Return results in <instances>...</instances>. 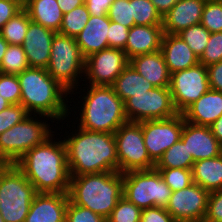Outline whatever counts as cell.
<instances>
[{"mask_svg": "<svg viewBox=\"0 0 222 222\" xmlns=\"http://www.w3.org/2000/svg\"><path fill=\"white\" fill-rule=\"evenodd\" d=\"M29 113L21 104H10L0 112V134L21 122Z\"/></svg>", "mask_w": 222, "mask_h": 222, "instance_id": "cell-40", "label": "cell"}, {"mask_svg": "<svg viewBox=\"0 0 222 222\" xmlns=\"http://www.w3.org/2000/svg\"><path fill=\"white\" fill-rule=\"evenodd\" d=\"M111 87L123 102L136 94L146 93V91L155 88L154 85L149 83L130 64L114 80Z\"/></svg>", "mask_w": 222, "mask_h": 222, "instance_id": "cell-27", "label": "cell"}, {"mask_svg": "<svg viewBox=\"0 0 222 222\" xmlns=\"http://www.w3.org/2000/svg\"><path fill=\"white\" fill-rule=\"evenodd\" d=\"M198 222H211V221H207L206 219H202V220H200Z\"/></svg>", "mask_w": 222, "mask_h": 222, "instance_id": "cell-54", "label": "cell"}, {"mask_svg": "<svg viewBox=\"0 0 222 222\" xmlns=\"http://www.w3.org/2000/svg\"><path fill=\"white\" fill-rule=\"evenodd\" d=\"M110 19L108 15L96 17L90 15L85 28L75 37L82 55H89L109 48L107 36H109Z\"/></svg>", "mask_w": 222, "mask_h": 222, "instance_id": "cell-23", "label": "cell"}, {"mask_svg": "<svg viewBox=\"0 0 222 222\" xmlns=\"http://www.w3.org/2000/svg\"><path fill=\"white\" fill-rule=\"evenodd\" d=\"M209 87L222 92V61L207 66Z\"/></svg>", "mask_w": 222, "mask_h": 222, "instance_id": "cell-46", "label": "cell"}, {"mask_svg": "<svg viewBox=\"0 0 222 222\" xmlns=\"http://www.w3.org/2000/svg\"><path fill=\"white\" fill-rule=\"evenodd\" d=\"M164 32L162 25H134L129 29L124 52L128 59L161 50Z\"/></svg>", "mask_w": 222, "mask_h": 222, "instance_id": "cell-20", "label": "cell"}, {"mask_svg": "<svg viewBox=\"0 0 222 222\" xmlns=\"http://www.w3.org/2000/svg\"><path fill=\"white\" fill-rule=\"evenodd\" d=\"M90 18L85 4L74 8L64 14L59 34L75 38L86 26Z\"/></svg>", "mask_w": 222, "mask_h": 222, "instance_id": "cell-30", "label": "cell"}, {"mask_svg": "<svg viewBox=\"0 0 222 222\" xmlns=\"http://www.w3.org/2000/svg\"><path fill=\"white\" fill-rule=\"evenodd\" d=\"M68 193H37L25 222H65Z\"/></svg>", "mask_w": 222, "mask_h": 222, "instance_id": "cell-18", "label": "cell"}, {"mask_svg": "<svg viewBox=\"0 0 222 222\" xmlns=\"http://www.w3.org/2000/svg\"><path fill=\"white\" fill-rule=\"evenodd\" d=\"M135 25H162V16L150 0H131Z\"/></svg>", "mask_w": 222, "mask_h": 222, "instance_id": "cell-32", "label": "cell"}, {"mask_svg": "<svg viewBox=\"0 0 222 222\" xmlns=\"http://www.w3.org/2000/svg\"><path fill=\"white\" fill-rule=\"evenodd\" d=\"M128 121L167 119L178 114L169 87H155L124 102Z\"/></svg>", "mask_w": 222, "mask_h": 222, "instance_id": "cell-11", "label": "cell"}, {"mask_svg": "<svg viewBox=\"0 0 222 222\" xmlns=\"http://www.w3.org/2000/svg\"><path fill=\"white\" fill-rule=\"evenodd\" d=\"M86 83V93H82V106L75 118L81 129L113 133L128 120L124 112V102L111 86H95ZM87 86V87H86ZM89 86V87H88ZM80 117V118H79ZM79 118V119H78Z\"/></svg>", "mask_w": 222, "mask_h": 222, "instance_id": "cell-5", "label": "cell"}, {"mask_svg": "<svg viewBox=\"0 0 222 222\" xmlns=\"http://www.w3.org/2000/svg\"><path fill=\"white\" fill-rule=\"evenodd\" d=\"M17 76L21 87L20 104L29 114L45 115L62 122L70 118L72 110L68 109V102L71 103L73 96L68 101L69 92L48 74L47 69L28 68Z\"/></svg>", "mask_w": 222, "mask_h": 222, "instance_id": "cell-3", "label": "cell"}, {"mask_svg": "<svg viewBox=\"0 0 222 222\" xmlns=\"http://www.w3.org/2000/svg\"><path fill=\"white\" fill-rule=\"evenodd\" d=\"M206 0H178L162 17L165 34H179L182 30L201 23Z\"/></svg>", "mask_w": 222, "mask_h": 222, "instance_id": "cell-19", "label": "cell"}, {"mask_svg": "<svg viewBox=\"0 0 222 222\" xmlns=\"http://www.w3.org/2000/svg\"><path fill=\"white\" fill-rule=\"evenodd\" d=\"M123 196L120 172H101L70 176L68 197L78 206L107 219Z\"/></svg>", "mask_w": 222, "mask_h": 222, "instance_id": "cell-4", "label": "cell"}, {"mask_svg": "<svg viewBox=\"0 0 222 222\" xmlns=\"http://www.w3.org/2000/svg\"><path fill=\"white\" fill-rule=\"evenodd\" d=\"M55 135L54 133L44 143L28 150L14 163L37 193H68L69 191L70 174L66 147L63 140L54 138Z\"/></svg>", "mask_w": 222, "mask_h": 222, "instance_id": "cell-1", "label": "cell"}, {"mask_svg": "<svg viewBox=\"0 0 222 222\" xmlns=\"http://www.w3.org/2000/svg\"><path fill=\"white\" fill-rule=\"evenodd\" d=\"M156 170L159 171L162 179L173 192L182 190L193 183L192 169L170 168Z\"/></svg>", "mask_w": 222, "mask_h": 222, "instance_id": "cell-36", "label": "cell"}, {"mask_svg": "<svg viewBox=\"0 0 222 222\" xmlns=\"http://www.w3.org/2000/svg\"><path fill=\"white\" fill-rule=\"evenodd\" d=\"M85 59L75 38L57 32L51 44L48 74L69 94L75 95L74 91L80 89V78L84 81L82 77L85 75Z\"/></svg>", "mask_w": 222, "mask_h": 222, "instance_id": "cell-8", "label": "cell"}, {"mask_svg": "<svg viewBox=\"0 0 222 222\" xmlns=\"http://www.w3.org/2000/svg\"><path fill=\"white\" fill-rule=\"evenodd\" d=\"M169 89L176 110L182 113L210 89L207 67L198 63L171 74Z\"/></svg>", "mask_w": 222, "mask_h": 222, "instance_id": "cell-12", "label": "cell"}, {"mask_svg": "<svg viewBox=\"0 0 222 222\" xmlns=\"http://www.w3.org/2000/svg\"><path fill=\"white\" fill-rule=\"evenodd\" d=\"M28 68L30 66L23 46L9 44L0 64V72L17 75Z\"/></svg>", "mask_w": 222, "mask_h": 222, "instance_id": "cell-31", "label": "cell"}, {"mask_svg": "<svg viewBox=\"0 0 222 222\" xmlns=\"http://www.w3.org/2000/svg\"><path fill=\"white\" fill-rule=\"evenodd\" d=\"M129 28L110 20L108 45L109 48L124 51L128 40Z\"/></svg>", "mask_w": 222, "mask_h": 222, "instance_id": "cell-42", "label": "cell"}, {"mask_svg": "<svg viewBox=\"0 0 222 222\" xmlns=\"http://www.w3.org/2000/svg\"><path fill=\"white\" fill-rule=\"evenodd\" d=\"M129 64L155 87H169L171 74L161 50L135 56Z\"/></svg>", "mask_w": 222, "mask_h": 222, "instance_id": "cell-24", "label": "cell"}, {"mask_svg": "<svg viewBox=\"0 0 222 222\" xmlns=\"http://www.w3.org/2000/svg\"><path fill=\"white\" fill-rule=\"evenodd\" d=\"M210 192L196 183L172 192L166 210L176 222H198L205 218Z\"/></svg>", "mask_w": 222, "mask_h": 222, "instance_id": "cell-15", "label": "cell"}, {"mask_svg": "<svg viewBox=\"0 0 222 222\" xmlns=\"http://www.w3.org/2000/svg\"><path fill=\"white\" fill-rule=\"evenodd\" d=\"M8 45L9 44L0 35V64L2 62L3 56H4L5 52H6V49H7Z\"/></svg>", "mask_w": 222, "mask_h": 222, "instance_id": "cell-51", "label": "cell"}, {"mask_svg": "<svg viewBox=\"0 0 222 222\" xmlns=\"http://www.w3.org/2000/svg\"><path fill=\"white\" fill-rule=\"evenodd\" d=\"M10 103L0 95V112L7 108Z\"/></svg>", "mask_w": 222, "mask_h": 222, "instance_id": "cell-52", "label": "cell"}, {"mask_svg": "<svg viewBox=\"0 0 222 222\" xmlns=\"http://www.w3.org/2000/svg\"><path fill=\"white\" fill-rule=\"evenodd\" d=\"M184 120L198 126H210L222 115V92L209 89L187 107Z\"/></svg>", "mask_w": 222, "mask_h": 222, "instance_id": "cell-21", "label": "cell"}, {"mask_svg": "<svg viewBox=\"0 0 222 222\" xmlns=\"http://www.w3.org/2000/svg\"><path fill=\"white\" fill-rule=\"evenodd\" d=\"M30 18L24 8L15 14L0 30V35L11 45H23Z\"/></svg>", "mask_w": 222, "mask_h": 222, "instance_id": "cell-29", "label": "cell"}, {"mask_svg": "<svg viewBox=\"0 0 222 222\" xmlns=\"http://www.w3.org/2000/svg\"><path fill=\"white\" fill-rule=\"evenodd\" d=\"M193 182L209 192L222 189V154L218 157L195 161L192 166Z\"/></svg>", "mask_w": 222, "mask_h": 222, "instance_id": "cell-26", "label": "cell"}, {"mask_svg": "<svg viewBox=\"0 0 222 222\" xmlns=\"http://www.w3.org/2000/svg\"><path fill=\"white\" fill-rule=\"evenodd\" d=\"M39 116L29 114L21 122L0 134V164L15 163L28 150L44 143L53 135L52 133H56L51 130L52 127L46 120L48 118L51 122L55 121L45 115Z\"/></svg>", "mask_w": 222, "mask_h": 222, "instance_id": "cell-6", "label": "cell"}, {"mask_svg": "<svg viewBox=\"0 0 222 222\" xmlns=\"http://www.w3.org/2000/svg\"><path fill=\"white\" fill-rule=\"evenodd\" d=\"M145 147L156 164L163 153L181 139L184 126L182 113L167 118L141 121Z\"/></svg>", "mask_w": 222, "mask_h": 222, "instance_id": "cell-13", "label": "cell"}, {"mask_svg": "<svg viewBox=\"0 0 222 222\" xmlns=\"http://www.w3.org/2000/svg\"><path fill=\"white\" fill-rule=\"evenodd\" d=\"M123 196L141 209L166 208L172 190L158 170L129 171L122 174Z\"/></svg>", "mask_w": 222, "mask_h": 222, "instance_id": "cell-9", "label": "cell"}, {"mask_svg": "<svg viewBox=\"0 0 222 222\" xmlns=\"http://www.w3.org/2000/svg\"><path fill=\"white\" fill-rule=\"evenodd\" d=\"M180 140L187 146L194 161L218 157L222 154V145L212 134L209 126H198L184 120Z\"/></svg>", "mask_w": 222, "mask_h": 222, "instance_id": "cell-17", "label": "cell"}, {"mask_svg": "<svg viewBox=\"0 0 222 222\" xmlns=\"http://www.w3.org/2000/svg\"><path fill=\"white\" fill-rule=\"evenodd\" d=\"M210 34L211 33L201 23H198L182 30L178 35L200 58L205 51Z\"/></svg>", "mask_w": 222, "mask_h": 222, "instance_id": "cell-33", "label": "cell"}, {"mask_svg": "<svg viewBox=\"0 0 222 222\" xmlns=\"http://www.w3.org/2000/svg\"><path fill=\"white\" fill-rule=\"evenodd\" d=\"M204 219L211 222H222V189L210 192Z\"/></svg>", "mask_w": 222, "mask_h": 222, "instance_id": "cell-43", "label": "cell"}, {"mask_svg": "<svg viewBox=\"0 0 222 222\" xmlns=\"http://www.w3.org/2000/svg\"><path fill=\"white\" fill-rule=\"evenodd\" d=\"M118 172L151 170L155 163L150 159L144 143L141 122L127 121L115 132Z\"/></svg>", "mask_w": 222, "mask_h": 222, "instance_id": "cell-10", "label": "cell"}, {"mask_svg": "<svg viewBox=\"0 0 222 222\" xmlns=\"http://www.w3.org/2000/svg\"><path fill=\"white\" fill-rule=\"evenodd\" d=\"M161 52L170 74L188 69L199 63V57L178 34L164 33Z\"/></svg>", "mask_w": 222, "mask_h": 222, "instance_id": "cell-22", "label": "cell"}, {"mask_svg": "<svg viewBox=\"0 0 222 222\" xmlns=\"http://www.w3.org/2000/svg\"><path fill=\"white\" fill-rule=\"evenodd\" d=\"M23 8L31 21L59 32L64 13L57 0H28Z\"/></svg>", "mask_w": 222, "mask_h": 222, "instance_id": "cell-25", "label": "cell"}, {"mask_svg": "<svg viewBox=\"0 0 222 222\" xmlns=\"http://www.w3.org/2000/svg\"><path fill=\"white\" fill-rule=\"evenodd\" d=\"M0 222H5V221L3 220V218H2L1 213H0Z\"/></svg>", "mask_w": 222, "mask_h": 222, "instance_id": "cell-55", "label": "cell"}, {"mask_svg": "<svg viewBox=\"0 0 222 222\" xmlns=\"http://www.w3.org/2000/svg\"><path fill=\"white\" fill-rule=\"evenodd\" d=\"M209 127L211 129L212 134L222 145V115Z\"/></svg>", "mask_w": 222, "mask_h": 222, "instance_id": "cell-50", "label": "cell"}, {"mask_svg": "<svg viewBox=\"0 0 222 222\" xmlns=\"http://www.w3.org/2000/svg\"><path fill=\"white\" fill-rule=\"evenodd\" d=\"M34 186L13 164H0V213L5 222H25L34 196Z\"/></svg>", "mask_w": 222, "mask_h": 222, "instance_id": "cell-7", "label": "cell"}, {"mask_svg": "<svg viewBox=\"0 0 222 222\" xmlns=\"http://www.w3.org/2000/svg\"><path fill=\"white\" fill-rule=\"evenodd\" d=\"M201 24L210 32H222V0H206Z\"/></svg>", "mask_w": 222, "mask_h": 222, "instance_id": "cell-34", "label": "cell"}, {"mask_svg": "<svg viewBox=\"0 0 222 222\" xmlns=\"http://www.w3.org/2000/svg\"><path fill=\"white\" fill-rule=\"evenodd\" d=\"M22 8L14 0H0V30Z\"/></svg>", "mask_w": 222, "mask_h": 222, "instance_id": "cell-45", "label": "cell"}, {"mask_svg": "<svg viewBox=\"0 0 222 222\" xmlns=\"http://www.w3.org/2000/svg\"><path fill=\"white\" fill-rule=\"evenodd\" d=\"M115 0H85V6L92 16L102 17L108 14L111 4Z\"/></svg>", "mask_w": 222, "mask_h": 222, "instance_id": "cell-47", "label": "cell"}, {"mask_svg": "<svg viewBox=\"0 0 222 222\" xmlns=\"http://www.w3.org/2000/svg\"><path fill=\"white\" fill-rule=\"evenodd\" d=\"M155 6L156 10L163 17L171 8L178 2V0H150Z\"/></svg>", "mask_w": 222, "mask_h": 222, "instance_id": "cell-48", "label": "cell"}, {"mask_svg": "<svg viewBox=\"0 0 222 222\" xmlns=\"http://www.w3.org/2000/svg\"><path fill=\"white\" fill-rule=\"evenodd\" d=\"M140 222H176L172 215L162 207L142 209Z\"/></svg>", "mask_w": 222, "mask_h": 222, "instance_id": "cell-44", "label": "cell"}, {"mask_svg": "<svg viewBox=\"0 0 222 222\" xmlns=\"http://www.w3.org/2000/svg\"><path fill=\"white\" fill-rule=\"evenodd\" d=\"M63 137L70 176L118 172V157L113 133L81 129ZM72 136H71V135Z\"/></svg>", "mask_w": 222, "mask_h": 222, "instance_id": "cell-2", "label": "cell"}, {"mask_svg": "<svg viewBox=\"0 0 222 222\" xmlns=\"http://www.w3.org/2000/svg\"><path fill=\"white\" fill-rule=\"evenodd\" d=\"M16 1L18 4H20L22 7H24L27 3L28 0H14Z\"/></svg>", "mask_w": 222, "mask_h": 222, "instance_id": "cell-53", "label": "cell"}, {"mask_svg": "<svg viewBox=\"0 0 222 222\" xmlns=\"http://www.w3.org/2000/svg\"><path fill=\"white\" fill-rule=\"evenodd\" d=\"M220 61H222V32L211 33L199 63L207 67Z\"/></svg>", "mask_w": 222, "mask_h": 222, "instance_id": "cell-39", "label": "cell"}, {"mask_svg": "<svg viewBox=\"0 0 222 222\" xmlns=\"http://www.w3.org/2000/svg\"><path fill=\"white\" fill-rule=\"evenodd\" d=\"M194 162L187 146L179 140L163 153L162 157L155 164V169H192Z\"/></svg>", "mask_w": 222, "mask_h": 222, "instance_id": "cell-28", "label": "cell"}, {"mask_svg": "<svg viewBox=\"0 0 222 222\" xmlns=\"http://www.w3.org/2000/svg\"><path fill=\"white\" fill-rule=\"evenodd\" d=\"M107 15L111 21L120 23L129 29L135 25L131 11V0H115Z\"/></svg>", "mask_w": 222, "mask_h": 222, "instance_id": "cell-37", "label": "cell"}, {"mask_svg": "<svg viewBox=\"0 0 222 222\" xmlns=\"http://www.w3.org/2000/svg\"><path fill=\"white\" fill-rule=\"evenodd\" d=\"M58 6L64 14L69 13L74 8L81 6L85 0H57Z\"/></svg>", "mask_w": 222, "mask_h": 222, "instance_id": "cell-49", "label": "cell"}, {"mask_svg": "<svg viewBox=\"0 0 222 222\" xmlns=\"http://www.w3.org/2000/svg\"><path fill=\"white\" fill-rule=\"evenodd\" d=\"M142 209L122 196L106 222H140Z\"/></svg>", "mask_w": 222, "mask_h": 222, "instance_id": "cell-35", "label": "cell"}, {"mask_svg": "<svg viewBox=\"0 0 222 222\" xmlns=\"http://www.w3.org/2000/svg\"><path fill=\"white\" fill-rule=\"evenodd\" d=\"M65 222H106V219L88 208L73 204L69 200Z\"/></svg>", "mask_w": 222, "mask_h": 222, "instance_id": "cell-41", "label": "cell"}, {"mask_svg": "<svg viewBox=\"0 0 222 222\" xmlns=\"http://www.w3.org/2000/svg\"><path fill=\"white\" fill-rule=\"evenodd\" d=\"M0 95L10 104H20L21 87L17 75L0 72Z\"/></svg>", "mask_w": 222, "mask_h": 222, "instance_id": "cell-38", "label": "cell"}, {"mask_svg": "<svg viewBox=\"0 0 222 222\" xmlns=\"http://www.w3.org/2000/svg\"><path fill=\"white\" fill-rule=\"evenodd\" d=\"M128 64L123 50L107 48L95 52L85 59L84 81L95 86H111Z\"/></svg>", "mask_w": 222, "mask_h": 222, "instance_id": "cell-14", "label": "cell"}, {"mask_svg": "<svg viewBox=\"0 0 222 222\" xmlns=\"http://www.w3.org/2000/svg\"><path fill=\"white\" fill-rule=\"evenodd\" d=\"M56 33L54 30L30 20L22 45L30 68L47 69L51 55V44Z\"/></svg>", "mask_w": 222, "mask_h": 222, "instance_id": "cell-16", "label": "cell"}]
</instances>
